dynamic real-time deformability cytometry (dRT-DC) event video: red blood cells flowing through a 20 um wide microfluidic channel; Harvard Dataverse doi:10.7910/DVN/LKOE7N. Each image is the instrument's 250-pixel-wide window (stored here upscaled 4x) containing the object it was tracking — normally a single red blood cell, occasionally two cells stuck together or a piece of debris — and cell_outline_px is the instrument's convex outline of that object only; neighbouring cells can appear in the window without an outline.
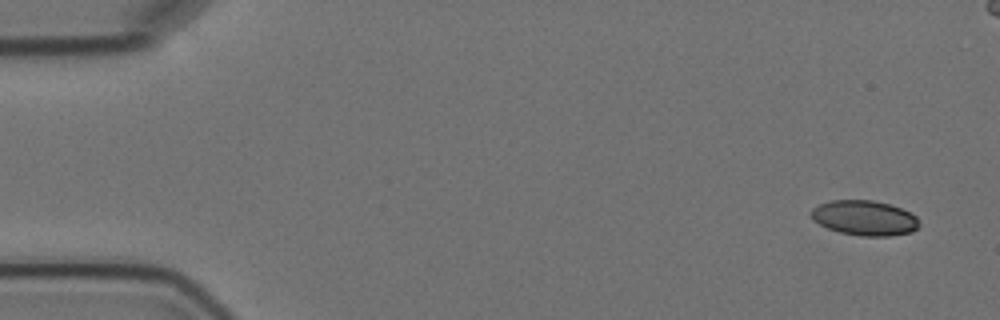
{"species": "Egyptian fruit bat (a non-hibernating species)", "species_latin": "Rousettus aegyptiacus", "temperature_condition": "cold", "stored_images_in_passage": 9, "camera_frame_rate_fps": 3000, "um_per_image_px": 0.085, "animal": {"sex": "female"}, "frame": {"image": 1, "passage_image": 1, "time_ms": 0.0, "image_size_px": [1000, 320], "cell_outline_px": [[920, 224], [912, 232], [888, 236], [860, 236], [840, 232], [828, 228], [812, 220], [808, 212], [812, 208], [820, 204], [832, 200], [872, 200], [888, 204], [900, 208], [916, 216]], "centroid_in_image_um": [73.45, 18.53], "position_along_channel_um": 11.6, "area_um2": 22.02}}
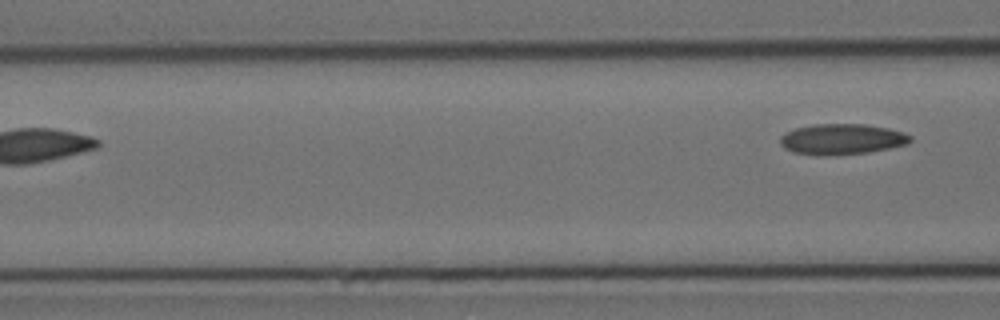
{"frame": {"image": 2, "passage_image": 9, "time_ms": 10.667, "image_size_px": [1000, 320], "cell_outline_px": [[912, 140], [908, 144], [868, 152], [828, 156], [820, 156], [792, 152], [784, 148], [780, 144], [780, 136], [784, 132], [796, 128], [812, 124], [864, 124], [888, 128], [904, 132], [912, 136]], "centroid_in_image_um": [71.54, 11.83], "position_along_channel_um": 95.1, "area_um2": 23.52}}